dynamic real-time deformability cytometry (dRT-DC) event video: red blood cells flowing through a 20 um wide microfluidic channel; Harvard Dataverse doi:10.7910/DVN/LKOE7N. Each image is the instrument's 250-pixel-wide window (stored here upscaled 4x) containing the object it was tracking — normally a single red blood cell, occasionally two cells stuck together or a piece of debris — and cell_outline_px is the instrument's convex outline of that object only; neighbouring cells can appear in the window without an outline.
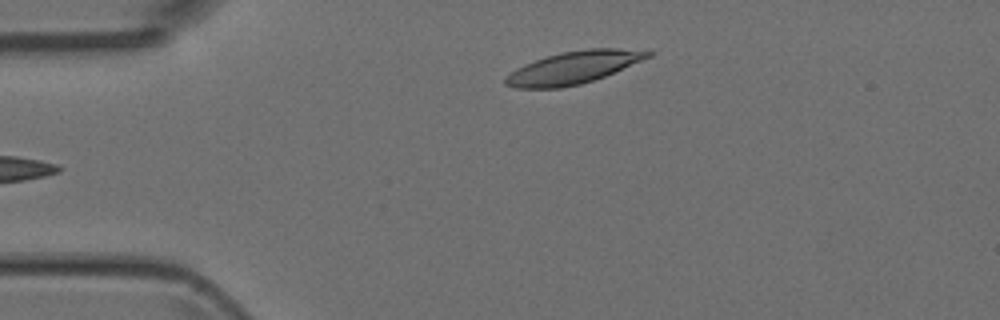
{"species": "Egyptian fruit bat (a non-hibernating species)", "species_latin": "Rousettus aegyptiacus", "temperature_condition": "room temperature", "stored_images_in_passage": 5, "camera_frame_rate_fps": 3000, "um_per_image_px": 0.085, "animal": {"sex": "female"}, "frame": {"image": 1, "passage_image": 5, "time_ms": 4.333, "image_size_px": [1000, 320], "cell_outline_px": [[652, 56], [604, 76], [580, 84], [560, 88], [516, 88], [504, 84], [504, 80], [516, 68], [524, 64], [548, 56], [564, 52], [588, 48], [648, 48], [652, 52]], "centroid_in_image_um": [48.82, 5.72], "position_along_channel_um": 36.2, "area_um2": 26.82}}